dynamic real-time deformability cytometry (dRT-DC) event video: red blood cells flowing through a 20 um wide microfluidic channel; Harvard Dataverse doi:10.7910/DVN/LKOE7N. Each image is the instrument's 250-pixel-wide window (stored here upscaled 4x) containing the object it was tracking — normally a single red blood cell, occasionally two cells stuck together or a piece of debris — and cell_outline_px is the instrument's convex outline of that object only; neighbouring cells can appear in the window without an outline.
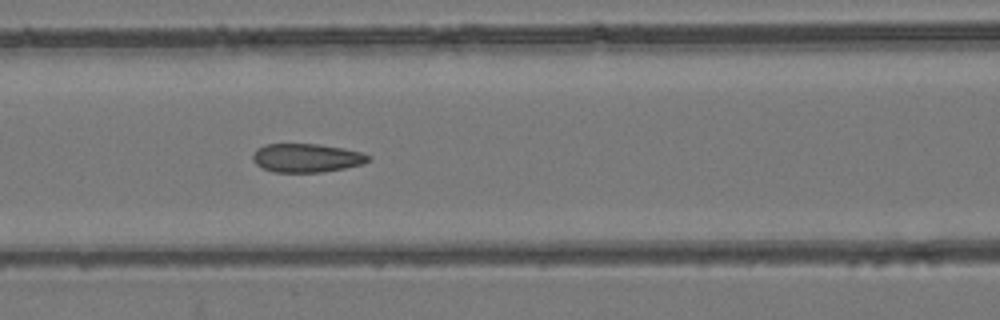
{"species": "common noctule bat (a hibernating species)", "species_latin": "Nyctalus noctula", "temperature_condition": "room temperature", "stored_images_in_passage": 55, "camera_frame_rate_fps": 3000, "um_per_image_px": 0.085, "animal": {"sex": "female", "body_mass_g": 24.6, "forearm_length_mm": 56.2}, "frame": {"image": 1, "passage_image": 24, "time_ms": 7.667, "image_size_px": [1000, 320], "cell_outline_px": [[372, 160], [364, 164], [324, 172], [272, 172], [256, 164], [252, 160], [252, 156], [256, 148], [264, 144], [316, 144], [344, 148], [360, 152], [372, 156]], "centroid_in_image_um": [26.07, 13.42], "position_along_channel_um": 140.5, "area_um2": 19.48}}
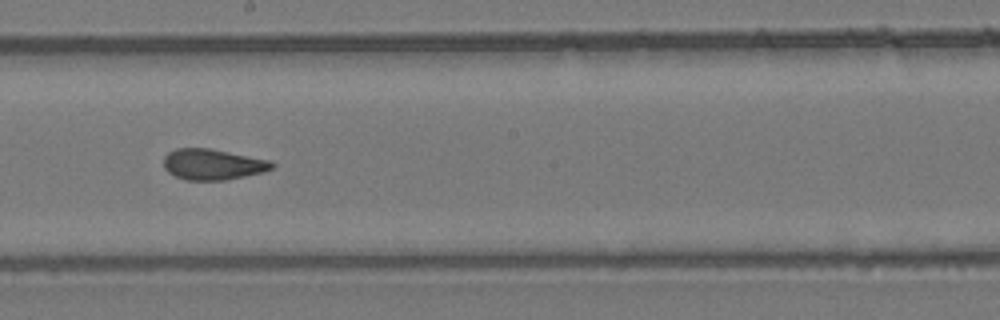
{"frame": {"image": 2, "passage_image": 31, "time_ms": 10.0, "image_size_px": [1000, 320], "cell_outline_px": [[276, 164], [272, 168], [260, 172], [244, 176], [224, 180], [184, 180], [168, 172], [164, 168], [164, 156], [168, 152], [176, 148], [208, 148], [272, 160]], "centroid_in_image_um": [18.07, 13.96], "position_along_channel_um": 230.1, "area_um2": 19.42}}
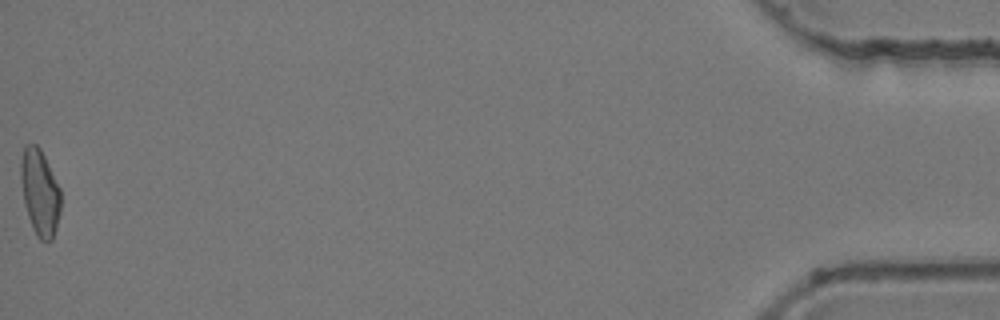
{"frame": {"image": 3, "passage_image": 55, "time_ms": 18.0, "image_size_px": [1000, 320], "cell_outline_px": [[60, 212], [56, 228], [52, 240], [40, 240], [36, 236], [32, 228], [24, 204], [20, 180], [20, 164], [24, 144], [36, 144], [40, 148], [60, 188]], "centroid_in_image_um": [3.37, 16.35], "position_along_channel_um": 431.8, "area_um2": 20.11}, "authors_computed_cell_mechanics": {"area_um2": 20.0566, "velocity_mm_per_s": 3.846, "shape_relaxation_time_tau1_ms": null, "shape_relaxation_time_tau2_ms": 1.3595, "deformation_change_tau1": null, "deformation_change_tau2": 0.0806}}